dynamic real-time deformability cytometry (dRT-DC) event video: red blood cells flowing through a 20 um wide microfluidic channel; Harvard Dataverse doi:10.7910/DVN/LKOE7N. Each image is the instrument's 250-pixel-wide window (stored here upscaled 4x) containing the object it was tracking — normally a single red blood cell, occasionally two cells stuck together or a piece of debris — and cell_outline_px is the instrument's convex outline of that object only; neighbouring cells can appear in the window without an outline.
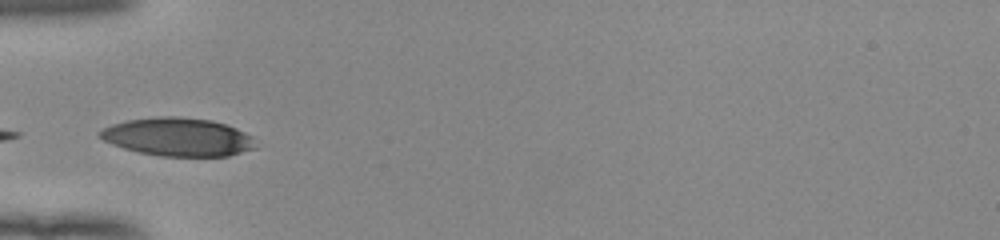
{"species": "human", "species_latin": "Homo sapiens", "temperature_condition": "room temperature", "stored_images_in_passage": 7, "camera_frame_rate_fps": 3000, "um_per_image_px": 0.085, "donor": {"sex": "female"}, "frame": {"image": 1, "passage_image": 1, "time_ms": 0.0, "image_size_px": [1000, 240], "cell_outline_px": [[256, 148], [228, 156], [160, 156], [140, 152], [124, 148], [112, 144], [96, 136], [96, 132], [112, 124], [124, 120], [156, 116], [180, 116], [212, 120], [236, 128], [252, 136]], "centroid_in_image_um": [15.09, 11.63], "position_along_channel_um": 69.9, "area_um2": 34.91}}